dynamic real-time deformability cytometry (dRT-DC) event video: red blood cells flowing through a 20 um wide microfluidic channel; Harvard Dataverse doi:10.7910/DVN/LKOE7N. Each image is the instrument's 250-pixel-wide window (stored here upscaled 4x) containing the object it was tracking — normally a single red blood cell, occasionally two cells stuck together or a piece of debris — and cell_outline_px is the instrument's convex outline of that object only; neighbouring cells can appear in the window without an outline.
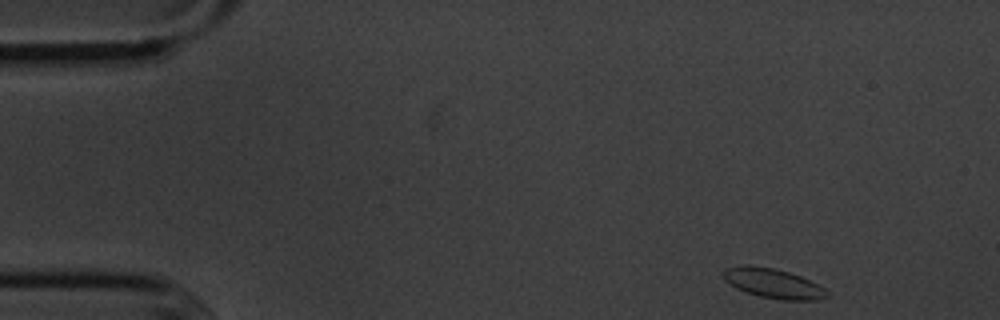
{"species": "common noctule bat (a hibernating species)", "species_latin": "Nyctalus noctula", "temperature_condition": "cold", "stored_images_in_passage": 4, "camera_frame_rate_fps": 3000, "um_per_image_px": 0.085, "animal": {"sex": "male", "body_mass_g": 20.1, "forearm_length_mm": 53.5}, "frame": {"image": 1, "passage_image": 1, "time_ms": 0.0, "image_size_px": [1000, 320], "cell_outline_px": [[828, 296], [816, 300], [784, 300], [760, 296], [736, 288], [724, 280], [724, 268], [744, 264], [772, 268], [788, 272], [800, 276], [824, 288], [828, 292]], "centroid_in_image_um": [65.7, 24.08], "position_along_channel_um": 19.3, "area_um2": 17.63}}